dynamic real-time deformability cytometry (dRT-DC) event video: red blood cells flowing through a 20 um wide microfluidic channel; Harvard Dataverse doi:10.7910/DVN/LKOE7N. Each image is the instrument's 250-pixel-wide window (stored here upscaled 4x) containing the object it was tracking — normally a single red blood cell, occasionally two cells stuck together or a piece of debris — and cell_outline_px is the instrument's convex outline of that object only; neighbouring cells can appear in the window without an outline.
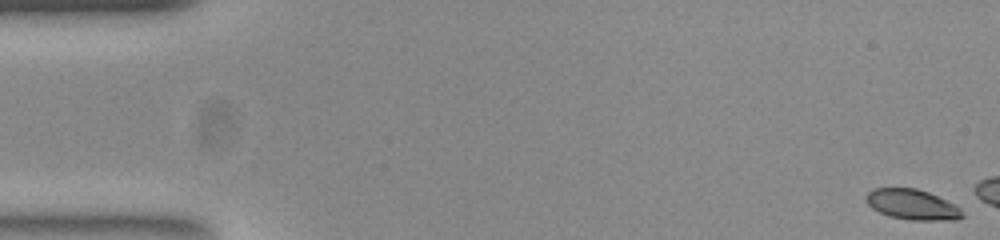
{"species": "common noctule bat (a hibernating species)", "species_latin": "Nyctalus noctula", "temperature_condition": "room temperature", "stored_images_in_passage": 7, "camera_frame_rate_fps": 3000, "um_per_image_px": 0.085, "animal": {"sex": "female", "body_mass_g": 23.0, "forearm_length_mm": 53.4}, "frame": {"image": 1, "passage_image": 1, "time_ms": 0.0, "image_size_px": [1000, 240], "cell_outline_px": [[964, 216], [956, 220], [912, 220], [892, 216], [880, 212], [872, 208], [868, 204], [868, 192], [872, 188], [916, 188], [928, 192], [956, 204], [960, 208]], "centroid_in_image_um": [77.59, 17.38], "position_along_channel_um": 7.4, "area_um2": 16.82}}